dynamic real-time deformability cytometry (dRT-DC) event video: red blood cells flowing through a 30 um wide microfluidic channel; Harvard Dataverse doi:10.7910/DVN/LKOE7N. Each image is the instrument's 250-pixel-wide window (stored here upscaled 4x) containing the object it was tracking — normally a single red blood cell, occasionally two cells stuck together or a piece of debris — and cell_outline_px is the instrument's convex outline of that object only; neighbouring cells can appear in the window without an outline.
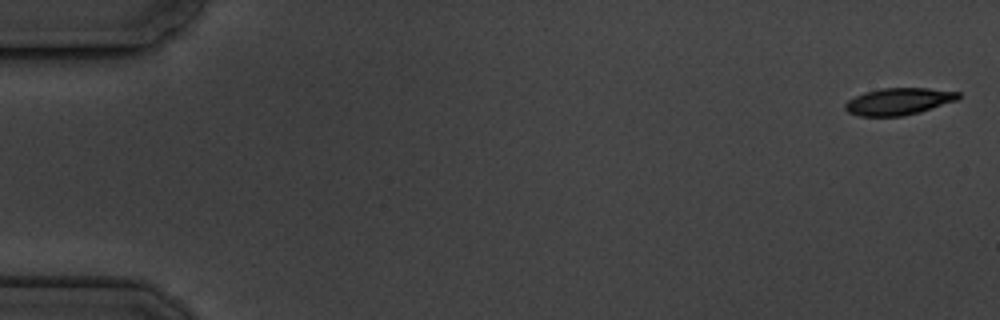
{"species": "common noctule bat (a hibernating species)", "species_latin": "Nyctalus noctula", "temperature_condition": "cold", "stored_images_in_passage": 18, "segment_of_instrument_passage": [1, 2], "camera_frame_rate_fps": 3000, "um_per_image_px": 0.085, "animal": {"sex": "male", "body_mass_g": 19.5, "forearm_length_mm": 54.6}, "frame": {"image": 1, "passage_image": 1, "time_ms": 0.0, "image_size_px": [1000, 320], "cell_outline_px": [[960, 96], [956, 100], [920, 112], [904, 116], [860, 116], [848, 112], [844, 108], [844, 104], [848, 100], [864, 92], [884, 88], [928, 88], [960, 92]], "centroid_in_image_um": [76.37, 8.62], "position_along_channel_um": 8.6, "area_um2": 17.69}}
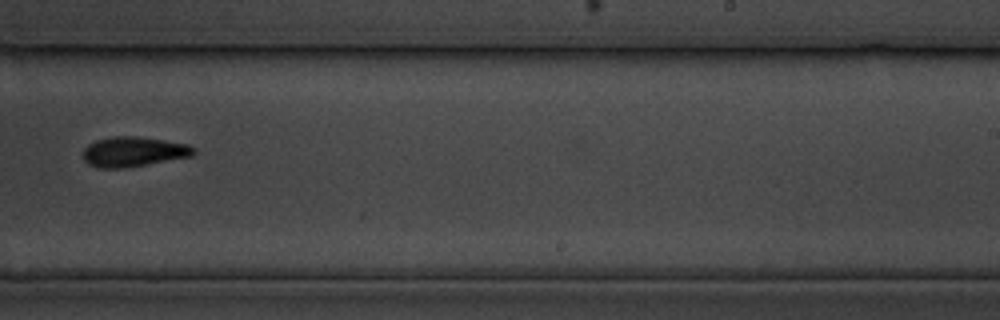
{"frame": {"image": 2, "passage_image": 11, "time_ms": 11.667, "image_size_px": [1000, 320], "cell_outline_px": [[196, 152], [192, 156], [124, 168], [96, 168], [88, 164], [84, 160], [84, 148], [88, 144], [96, 140], [112, 136], [136, 136], [164, 140], [188, 144], [196, 148]], "centroid_in_image_um": [11.34, 12.89], "position_along_channel_um": 277.7, "area_um2": 19.36}}
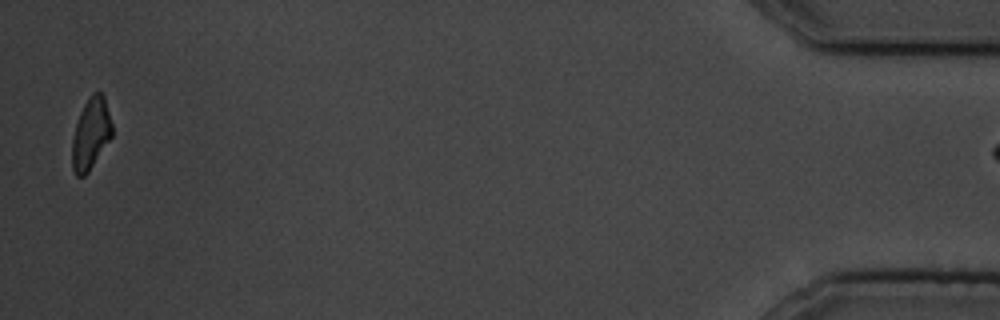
{"frame": {"image": 3, "passage_image": 17, "time_ms": 18.333, "image_size_px": [1000, 320], "cell_outline_px": [[112, 136], [88, 172], [84, 176], [76, 176], [72, 168], [72, 140], [76, 124], [80, 112], [88, 96], [92, 92], [100, 92], [104, 96], [112, 124]], "centroid_in_image_um": [7.71, 11.35], "position_along_channel_um": 427.5, "area_um2": 16.53}}